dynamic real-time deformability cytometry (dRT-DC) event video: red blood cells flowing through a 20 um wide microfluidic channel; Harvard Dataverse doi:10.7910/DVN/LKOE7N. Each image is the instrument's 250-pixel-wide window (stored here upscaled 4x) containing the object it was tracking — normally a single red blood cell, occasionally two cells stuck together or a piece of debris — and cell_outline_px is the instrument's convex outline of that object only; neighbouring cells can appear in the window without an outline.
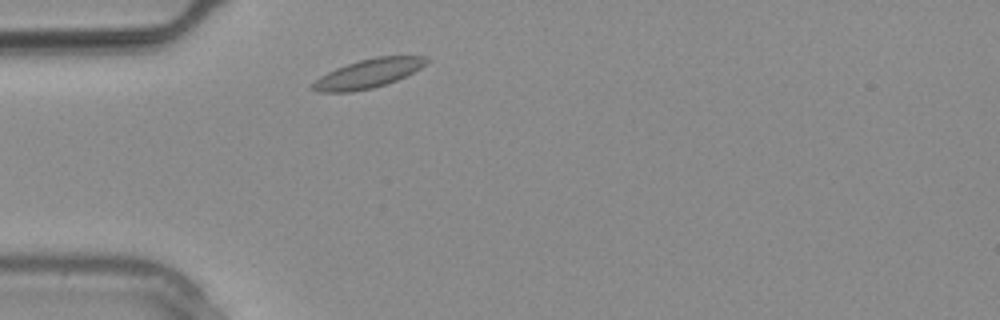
{"species": "common noctule bat (a hibernating species)", "species_latin": "Nyctalus noctula", "temperature_condition": "warm", "stored_images_in_passage": 1, "camera_frame_rate_fps": 3000, "um_per_image_px": 0.085, "animal": {"sex": "male", "body_mass_g": 20.4}, "frame": {"image": 1, "passage_image": 1, "time_ms": 0.0, "image_size_px": [1000, 320], "cell_outline_px": [[432, 60], [420, 68], [396, 80], [372, 88], [352, 92], [316, 92], [308, 88], [320, 76], [336, 68], [360, 60], [376, 56], [428, 56]], "centroid_in_image_um": [31.29, 6.25], "position_along_channel_um": 53.7, "area_um2": 19.13}}